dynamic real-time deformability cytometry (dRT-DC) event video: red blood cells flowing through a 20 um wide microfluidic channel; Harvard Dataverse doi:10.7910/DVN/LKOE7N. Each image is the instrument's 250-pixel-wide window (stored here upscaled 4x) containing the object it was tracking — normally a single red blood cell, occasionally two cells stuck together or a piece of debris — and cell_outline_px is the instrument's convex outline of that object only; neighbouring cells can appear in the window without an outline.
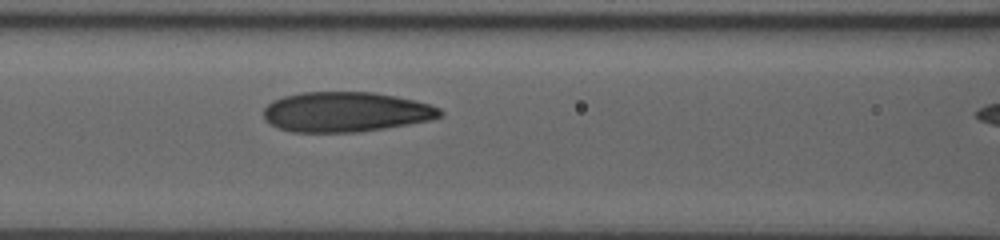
{"species": "human", "species_latin": "Homo sapiens", "temperature_condition": "room temperature", "stored_images_in_passage": 8, "segment_of_instrument_passage": [1, 2], "camera_frame_rate_fps": 3000, "um_per_image_px": 0.085, "donor": {"sex": "male"}, "frame": {"image": 1, "passage_image": 7, "time_ms": 2.0, "image_size_px": [1000, 240], "cell_outline_px": [[444, 112], [440, 116], [432, 120], [360, 132], [292, 132], [280, 128], [264, 120], [264, 108], [272, 100], [284, 96], [300, 92], [372, 92], [396, 96], [416, 100], [440, 108]], "centroid_in_image_um": [29.39, 9.51], "position_along_channel_um": 137.2, "area_um2": 41.21}}